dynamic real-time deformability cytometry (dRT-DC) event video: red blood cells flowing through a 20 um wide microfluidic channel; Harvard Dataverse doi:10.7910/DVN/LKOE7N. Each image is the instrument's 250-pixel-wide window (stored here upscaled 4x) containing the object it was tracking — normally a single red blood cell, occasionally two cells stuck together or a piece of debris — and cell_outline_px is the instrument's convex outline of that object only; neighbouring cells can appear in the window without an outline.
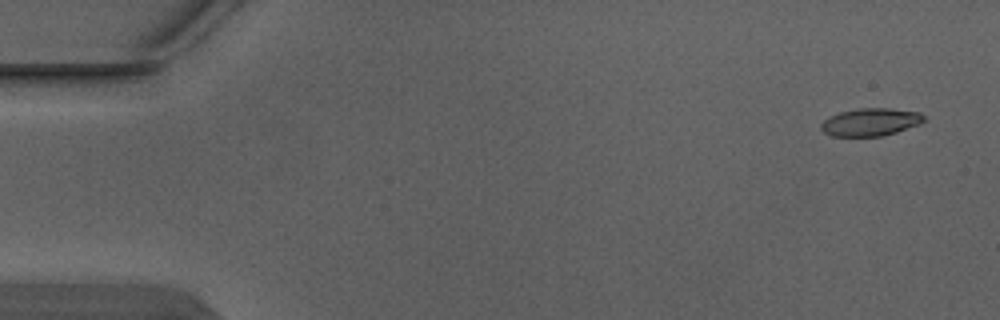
{"species": "Egyptian fruit bat (a non-hibernating species)", "species_latin": "Rousettus aegyptiacus", "temperature_condition": "warm", "stored_images_in_passage": 5, "camera_frame_rate_fps": 3000, "um_per_image_px": 0.085, "animal": {"sex": "male"}, "frame": {"image": 1, "passage_image": 1, "time_ms": 0.0, "image_size_px": [1000, 320], "cell_outline_px": [[928, 120], [920, 124], [896, 132], [880, 136], [832, 136], [824, 132], [820, 128], [820, 124], [828, 116], [840, 112], [860, 108], [888, 108], [920, 112]], "centroid_in_image_um": [74.01, 10.37], "position_along_channel_um": 11.0, "area_um2": 16.7}}
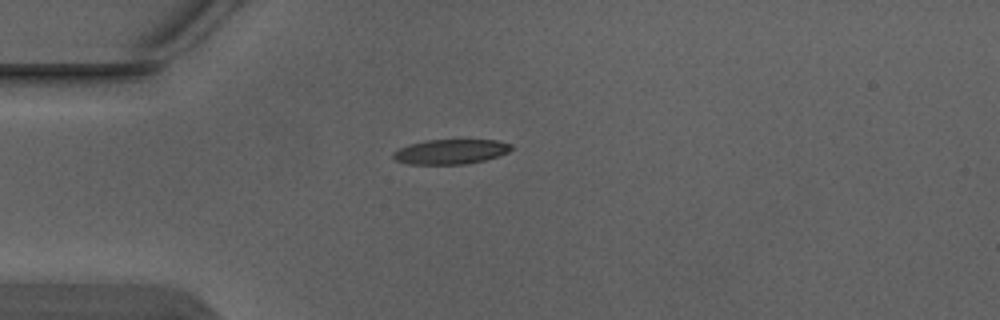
{"frame": {"image": 2, "passage_image": 4, "time_ms": 1.0, "image_size_px": [1000, 320], "cell_outline_px": [[512, 148], [508, 152], [500, 156], [484, 160], [464, 164], [408, 164], [396, 160], [392, 156], [392, 152], [400, 148], [424, 140], [496, 140], [512, 144]], "centroid_in_image_um": [38.32, 12.89], "position_along_channel_um": 46.7, "area_um2": 16.99}}